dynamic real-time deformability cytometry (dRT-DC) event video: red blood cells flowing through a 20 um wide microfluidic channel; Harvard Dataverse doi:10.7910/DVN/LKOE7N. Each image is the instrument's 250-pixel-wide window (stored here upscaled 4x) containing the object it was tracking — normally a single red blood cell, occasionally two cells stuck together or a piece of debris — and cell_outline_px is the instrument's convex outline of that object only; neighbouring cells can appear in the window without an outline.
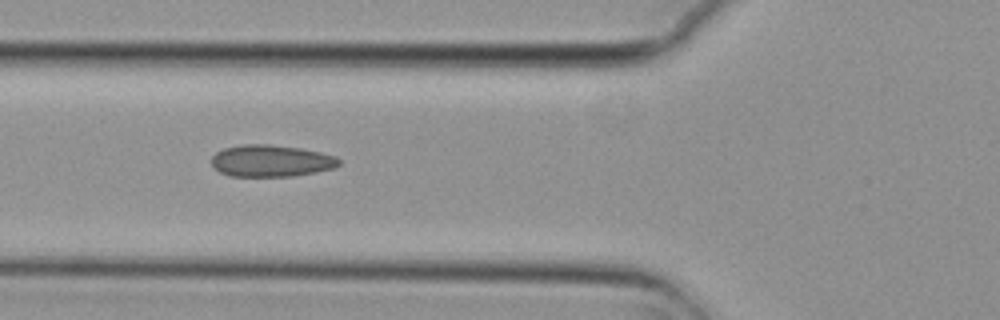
{"species": "common noctule bat (a hibernating species)", "species_latin": "Nyctalus noctula", "temperature_condition": "cold", "stored_images_in_passage": 8, "camera_frame_rate_fps": 3000, "um_per_image_px": 0.085, "animal": {"sex": "female", "body_mass_g": 29.2, "forearm_length_mm": 56.3}, "frame": {"image": 1, "passage_image": 4, "time_ms": 1.0, "image_size_px": [1000, 320], "cell_outline_px": [[340, 164], [336, 168], [316, 172], [292, 176], [228, 176], [220, 172], [212, 164], [212, 156], [216, 152], [224, 148], [240, 144], [268, 144], [300, 148], [320, 152], [336, 156], [340, 160]], "centroid_in_image_um": [23.05, 13.67], "position_along_channel_um": 102.7, "area_um2": 23.76}}
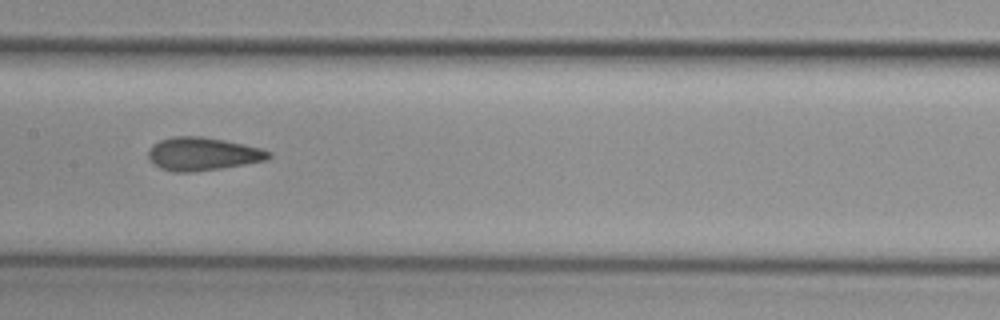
{"frame": {"image": 2, "passage_image": 6, "time_ms": 1.667, "image_size_px": [1000, 320], "cell_outline_px": [[272, 156], [268, 160], [220, 168], [192, 172], [172, 172], [160, 168], [148, 160], [148, 152], [152, 144], [160, 140], [172, 136], [204, 136], [224, 140], [260, 148], [272, 152]], "centroid_in_image_um": [17.2, 13.08], "position_along_channel_um": 190.2, "area_um2": 23.35}}
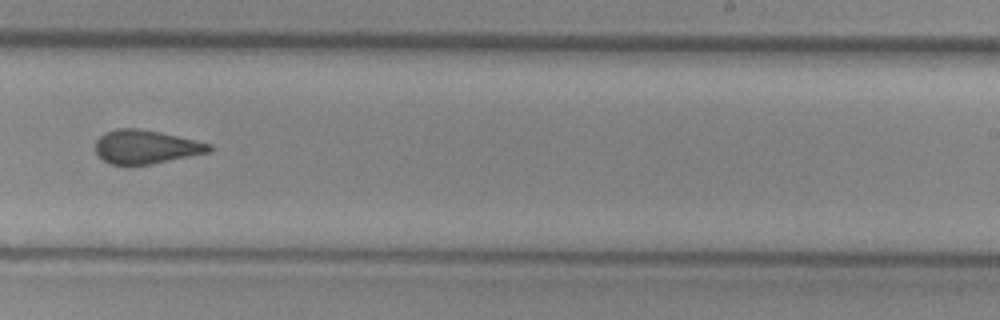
{"frame": {"image": 3, "passage_image": 8, "time_ms": 2.333, "image_size_px": [1000, 320], "cell_outline_px": [[212, 152], [148, 164], [112, 164], [104, 160], [96, 152], [96, 140], [104, 132], [116, 128], [140, 128], [160, 132], [212, 144]], "centroid_in_image_um": [12.41, 12.46], "position_along_channel_um": 276.6, "area_um2": 22.14}}